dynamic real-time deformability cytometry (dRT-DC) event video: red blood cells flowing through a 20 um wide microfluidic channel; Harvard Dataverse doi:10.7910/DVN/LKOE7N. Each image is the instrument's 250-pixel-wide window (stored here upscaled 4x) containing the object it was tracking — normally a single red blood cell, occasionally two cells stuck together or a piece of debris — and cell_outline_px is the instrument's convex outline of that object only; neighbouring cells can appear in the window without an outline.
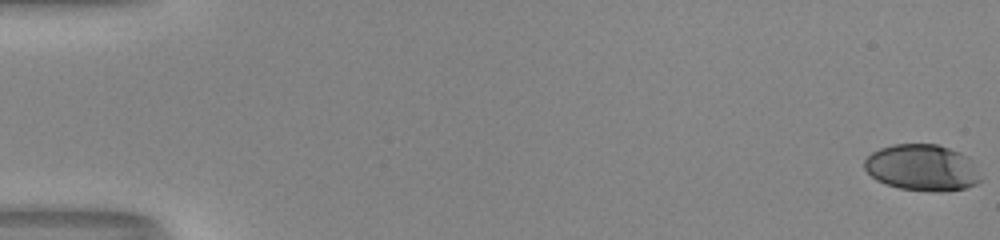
{"species": "human", "species_latin": "Homo sapiens", "temperature_condition": "room temperature", "stored_images_in_passage": 54, "camera_frame_rate_fps": 3000, "um_per_image_px": 0.085, "donor": {"sex": "male"}, "frame": {"image": 1, "passage_image": 1, "time_ms": 0.0, "image_size_px": [1000, 240], "cell_outline_px": [[984, 180], [976, 184], [964, 188], [944, 192], [932, 192], [900, 188], [876, 180], [864, 168], [864, 160], [872, 152], [880, 148], [892, 144], [936, 144], [960, 152], [968, 156], [972, 160]], "centroid_in_image_um": [78.42, 14.25], "position_along_channel_um": 6.6, "area_um2": 31.67}}
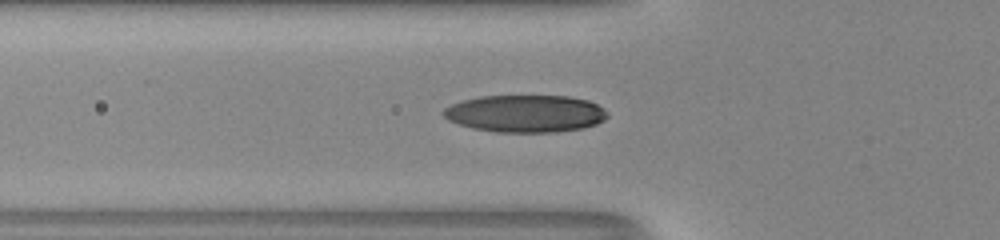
{"frame": {"image": 2, "passage_image": 21, "time_ms": 6.667, "image_size_px": [1000, 240], "cell_outline_px": [[608, 116], [604, 120], [596, 124], [584, 128], [556, 132], [496, 132], [472, 128], [448, 120], [440, 112], [444, 108], [452, 104], [464, 100], [480, 96], [568, 96], [588, 100], [604, 108], [608, 112]], "centroid_in_image_um": [44.67, 9.65], "position_along_channel_um": 81.1, "area_um2": 35.78}}
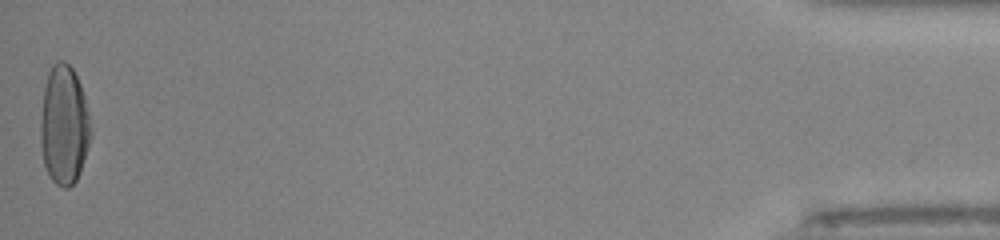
{"frame": {"image": 3, "passage_image": 54, "time_ms": 17.667, "image_size_px": [1000, 240], "cell_outline_px": [[92, 136], [80, 172], [76, 180], [68, 188], [64, 188], [56, 184], [52, 180], [44, 164], [40, 144], [40, 120], [44, 88], [48, 72], [52, 64], [56, 60], [64, 60], [72, 68], [80, 84], [84, 96], [92, 128]], "centroid_in_image_um": [5.44, 10.63], "position_along_channel_um": 429.8, "area_um2": 35.2}, "authors_computed_cell_mechanics": {"area_um2": 33.8419, "velocity_mm_per_s": 4.0343, "shape_relaxation_time_tau1_ms": 6.9761, "shape_relaxation_time_tau2_ms": 0.9704, "deformation_change_tau1": 0.2626, "deformation_change_tau2": 0.0469}}